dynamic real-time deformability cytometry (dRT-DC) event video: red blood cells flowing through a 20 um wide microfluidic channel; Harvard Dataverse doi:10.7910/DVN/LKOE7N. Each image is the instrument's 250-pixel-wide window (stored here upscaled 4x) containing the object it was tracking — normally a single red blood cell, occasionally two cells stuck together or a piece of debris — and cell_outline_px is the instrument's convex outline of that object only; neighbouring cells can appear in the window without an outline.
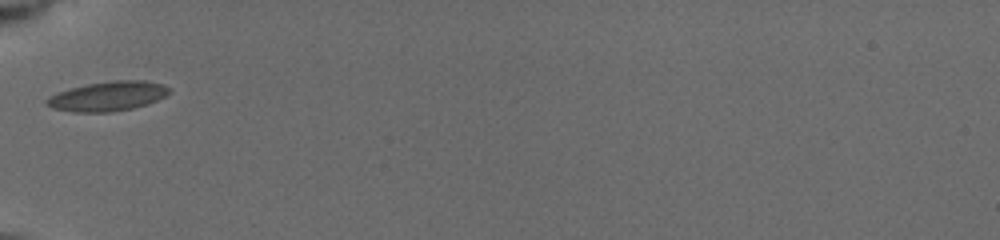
{"species": "common noctule bat (a hibernating species)", "species_latin": "Nyctalus noctula", "temperature_condition": "cold", "stored_images_in_passage": 3, "camera_frame_rate_fps": 3000, "um_per_image_px": 0.085, "animal": {"sex": "female", "body_mass_g": 19.5, "forearm_length_mm": 54.1}, "frame": {"image": 1, "passage_image": 1, "time_ms": 0.0, "image_size_px": [1000, 240], "cell_outline_px": [[172, 92], [148, 104], [132, 108], [112, 112], [72, 112], [52, 108], [44, 104], [44, 100], [48, 96], [72, 88], [88, 84], [112, 80], [144, 80], [164, 84]], "centroid_in_image_um": [9.16, 8.18], "position_along_channel_um": 75.8, "area_um2": 21.15}}
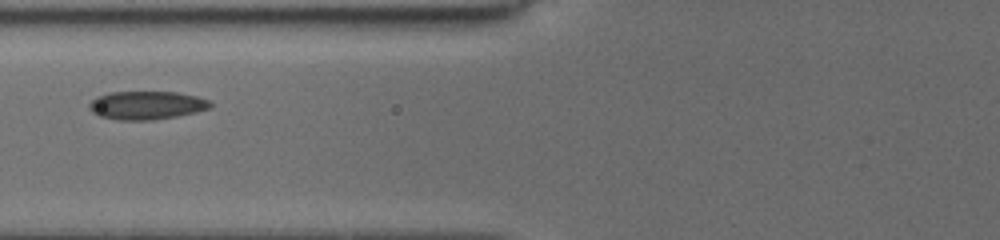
{"frame": {"image": 2, "passage_image": 2, "time_ms": 1.0, "image_size_px": [1000, 240], "cell_outline_px": [[212, 108], [196, 112], [176, 116], [152, 120], [116, 120], [100, 116], [92, 112], [88, 108], [88, 104], [96, 96], [108, 92], [176, 92], [196, 96], [208, 100], [212, 104]], "centroid_in_image_um": [12.43, 8.95], "position_along_channel_um": 113.4, "area_um2": 20.11}}